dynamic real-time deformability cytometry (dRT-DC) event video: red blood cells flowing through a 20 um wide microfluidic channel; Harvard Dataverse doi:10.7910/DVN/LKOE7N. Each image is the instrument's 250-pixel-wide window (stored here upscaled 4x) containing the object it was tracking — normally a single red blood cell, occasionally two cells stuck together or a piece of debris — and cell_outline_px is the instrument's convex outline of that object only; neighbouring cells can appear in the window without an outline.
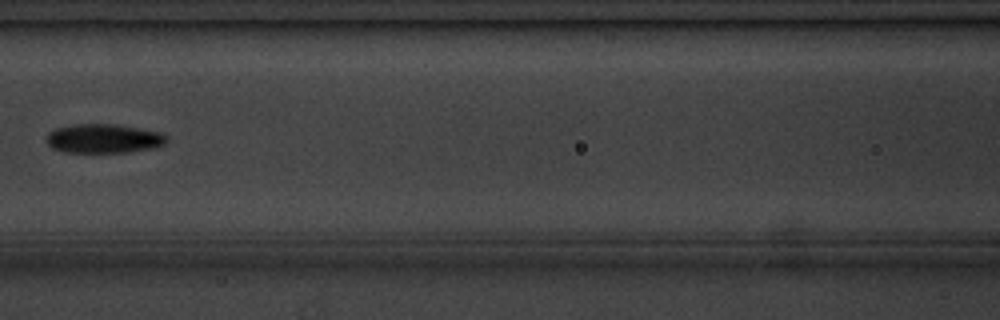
{"species": "common noctule bat (a hibernating species)", "species_latin": "Nyctalus noctula", "temperature_condition": "cold", "stored_images_in_passage": 8, "camera_frame_rate_fps": 3000, "um_per_image_px": 0.085, "animal": {"sex": "male", "body_mass_g": 20.1, "forearm_length_mm": 53.5}, "frame": {"image": 1, "passage_image": 5, "time_ms": 4.667, "image_size_px": [1000, 320], "cell_outline_px": [[168, 140], [164, 144], [156, 148], [128, 152], [68, 152], [52, 148], [48, 144], [48, 132], [56, 128], [72, 124], [116, 124], [140, 128], [160, 132], [168, 136]], "centroid_in_image_um": [8.86, 11.77], "position_along_channel_um": 157.7, "area_um2": 20.46}}
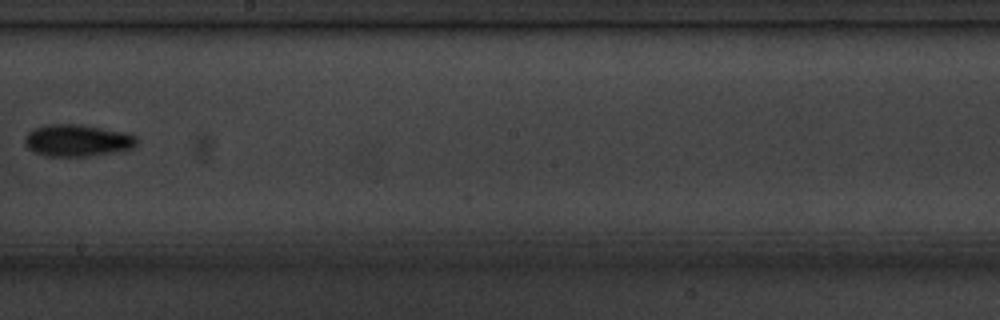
{"frame": {"image": 2, "passage_image": 7, "time_ms": 7.0, "image_size_px": [1000, 320], "cell_outline_px": [[140, 140], [132, 148], [124, 152], [92, 156], [48, 156], [32, 152], [24, 144], [24, 136], [32, 128], [44, 124], [80, 124], [132, 132]], "centroid_in_image_um": [6.63, 11.93], "position_along_channel_um": 241.6, "area_um2": 21.79}}